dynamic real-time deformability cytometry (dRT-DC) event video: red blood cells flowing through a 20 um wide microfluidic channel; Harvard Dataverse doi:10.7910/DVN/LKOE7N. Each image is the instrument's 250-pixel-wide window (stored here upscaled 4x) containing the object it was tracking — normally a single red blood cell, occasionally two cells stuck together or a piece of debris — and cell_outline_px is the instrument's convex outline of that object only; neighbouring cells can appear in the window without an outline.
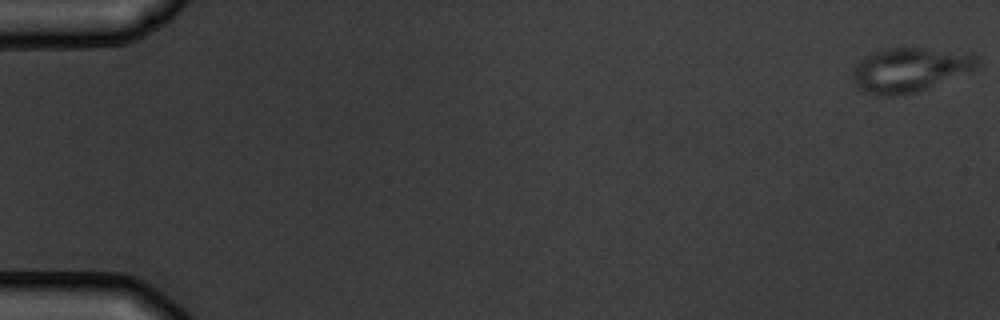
{"species": "common noctule bat (a hibernating species)", "species_latin": "Nyctalus noctula", "temperature_condition": "warm", "stored_images_in_passage": 7, "camera_frame_rate_fps": 3000, "um_per_image_px": 0.085, "animal": {"sex": "male", "body_mass_g": 19.5, "forearm_length_mm": 54.6}, "frame": {"image": 1, "passage_image": 1, "time_ms": 0.0, "image_size_px": [1000, 320], "cell_outline_px": [[980, 68], [972, 72], [916, 92], [896, 96], [876, 96], [864, 92], [856, 84], [852, 76], [852, 72], [856, 64], [860, 60], [872, 52], [880, 48], [924, 48], [972, 52], [980, 56]], "centroid_in_image_um": [77.42, 5.92], "position_along_channel_um": 7.6, "area_um2": 33.0}}